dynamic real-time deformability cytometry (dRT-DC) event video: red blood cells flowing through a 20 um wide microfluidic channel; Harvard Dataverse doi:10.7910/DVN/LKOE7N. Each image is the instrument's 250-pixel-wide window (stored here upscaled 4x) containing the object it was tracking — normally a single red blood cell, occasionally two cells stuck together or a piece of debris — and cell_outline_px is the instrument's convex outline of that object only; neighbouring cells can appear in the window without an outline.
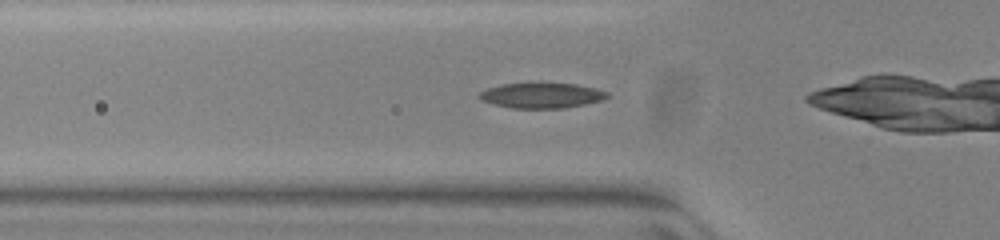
{"species": "common noctule bat (a hibernating species)", "species_latin": "Nyctalus noctula", "temperature_condition": "warm", "stored_images_in_passage": 33, "camera_frame_rate_fps": 3000, "um_per_image_px": 0.085, "animal": {"sex": "female", "body_mass_g": 23.0, "forearm_length_mm": 53.4}, "frame": {"image": 1, "passage_image": 3, "time_ms": 0.667, "image_size_px": [1000, 240], "cell_outline_px": [[608, 96], [600, 100], [584, 104], [564, 108], [512, 108], [480, 100], [480, 92], [488, 88], [500, 84], [576, 84], [596, 88], [608, 92]], "centroid_in_image_um": [46.04, 8.12], "position_along_channel_um": 79.8, "area_um2": 18.38}}
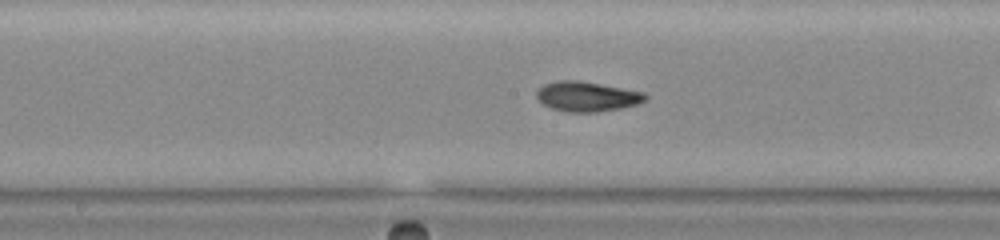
{"frame": {"image": 2, "passage_image": 12, "time_ms": 3.667, "image_size_px": [1000, 240], "cell_outline_px": [[648, 96], [644, 100], [636, 104], [620, 108], [596, 112], [568, 112], [552, 108], [544, 104], [536, 96], [536, 92], [544, 84], [560, 80], [576, 80], [600, 84], [644, 92]], "centroid_in_image_um": [49.88, 8.2], "position_along_channel_um": 198.3, "area_um2": 18.61}}
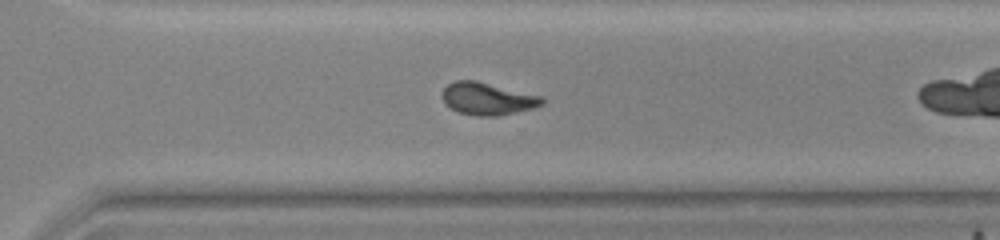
{"frame": {"image": 3, "passage_image": 22, "time_ms": 7.0, "image_size_px": [1000, 240], "cell_outline_px": [[544, 104], [532, 108], [496, 116], [476, 116], [460, 112], [444, 104], [440, 96], [440, 92], [448, 84], [456, 80], [476, 80], [540, 96], [544, 100]], "centroid_in_image_um": [41.37, 8.38], "position_along_channel_um": 329.2, "area_um2": 18.73}, "authors_computed_cell_mechanics": {"area_um2": 18.6116, "velocity_mm_per_s": 3.9333, "shape_relaxation_time_tau1_ms": 3.6908, "shape_relaxation_time_tau2_ms": 4.3241, "deformation_change_tau1": 0.15, "deformation_change_tau2": 0.0882}}